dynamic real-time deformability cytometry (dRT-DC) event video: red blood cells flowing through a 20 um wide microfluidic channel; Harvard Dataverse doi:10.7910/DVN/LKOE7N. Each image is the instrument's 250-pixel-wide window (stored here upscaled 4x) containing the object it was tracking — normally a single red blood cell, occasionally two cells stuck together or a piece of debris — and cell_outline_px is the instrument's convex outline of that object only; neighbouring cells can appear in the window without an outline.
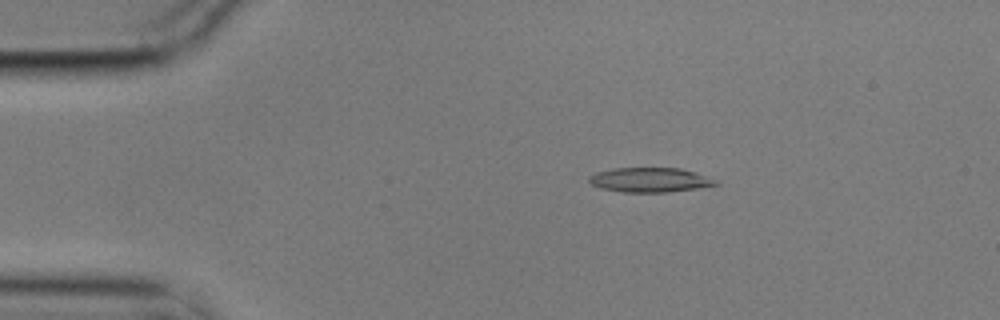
{"species": "common noctule bat (a hibernating species)", "species_latin": "Nyctalus noctula", "temperature_condition": "cold", "stored_images_in_passage": 4, "camera_frame_rate_fps": 3000, "um_per_image_px": 0.085, "animal": {"sex": "male", "body_mass_g": 17.9}, "frame": {"image": 1, "passage_image": 3, "time_ms": 0.667, "image_size_px": [1000, 320], "cell_outline_px": [[720, 184], [700, 188], [668, 192], [624, 192], [600, 188], [592, 184], [588, 180], [588, 176], [596, 172], [612, 168], [680, 168], [696, 172]], "centroid_in_image_um": [55.2, 15.29], "position_along_channel_um": 29.8, "area_um2": 18.03}}